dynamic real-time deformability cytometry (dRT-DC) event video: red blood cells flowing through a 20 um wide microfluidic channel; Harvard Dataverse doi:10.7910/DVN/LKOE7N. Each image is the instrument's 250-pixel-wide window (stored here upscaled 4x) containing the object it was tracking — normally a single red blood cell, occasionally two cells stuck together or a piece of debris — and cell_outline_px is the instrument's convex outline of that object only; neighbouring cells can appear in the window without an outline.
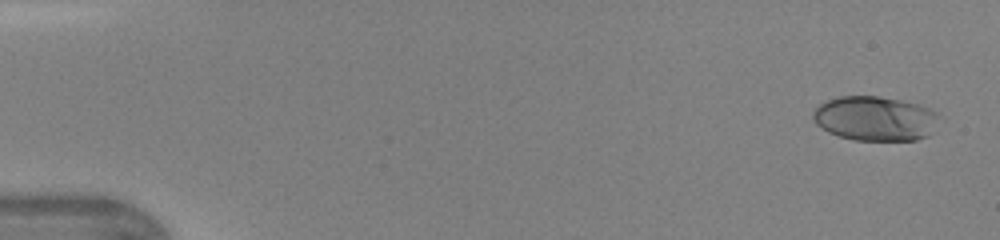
{"species": "human", "species_latin": "Homo sapiens", "temperature_condition": "warm", "stored_images_in_passage": 39, "camera_frame_rate_fps": 3000, "um_per_image_px": 0.085, "donor": {"sex": "female"}, "frame": {"image": 1, "passage_image": 2, "time_ms": 0.333, "image_size_px": [1000, 240], "cell_outline_px": [[940, 116], [928, 136], [916, 140], [852, 140], [828, 132], [816, 124], [812, 116], [812, 112], [820, 104], [828, 100], [840, 96], [876, 96], [900, 100], [916, 104], [928, 108], [936, 112]], "centroid_in_image_um": [74.36, 10.08], "position_along_channel_um": 10.6, "area_um2": 32.54}}
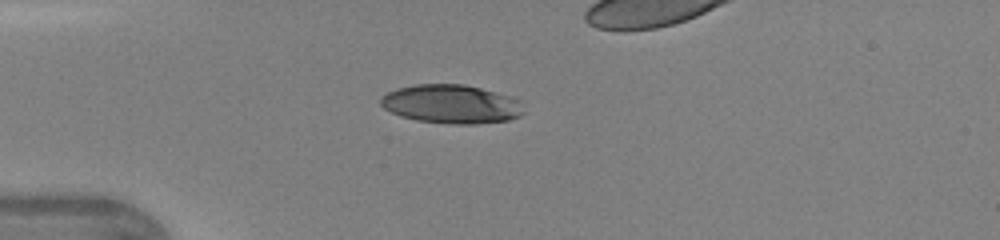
{"frame": {"image": 2, "passage_image": 13, "time_ms": 4.0, "image_size_px": [1000, 240], "cell_outline_px": [[524, 112], [520, 116], [508, 120], [476, 124], [452, 124], [416, 120], [400, 116], [384, 108], [380, 104], [380, 96], [396, 88], [416, 84], [464, 84], [512, 96], [524, 100]], "centroid_in_image_um": [38.4, 8.84], "position_along_channel_um": 46.6, "area_um2": 32.71}}
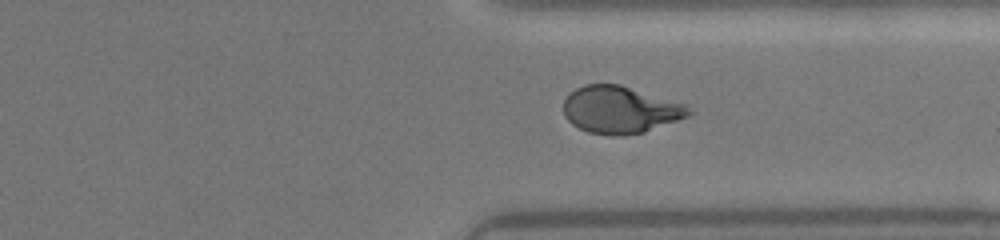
{"frame": {"image": 3, "passage_image": 36, "time_ms": 11.667, "image_size_px": [1000, 240], "cell_outline_px": [[692, 112], [688, 116], [644, 132], [624, 136], [616, 136], [588, 132], [572, 124], [564, 116], [564, 100], [576, 88], [584, 84], [620, 84], [688, 104]], "centroid_in_image_um": [52.74, 9.32], "position_along_channel_um": 358.7, "area_um2": 34.51}}